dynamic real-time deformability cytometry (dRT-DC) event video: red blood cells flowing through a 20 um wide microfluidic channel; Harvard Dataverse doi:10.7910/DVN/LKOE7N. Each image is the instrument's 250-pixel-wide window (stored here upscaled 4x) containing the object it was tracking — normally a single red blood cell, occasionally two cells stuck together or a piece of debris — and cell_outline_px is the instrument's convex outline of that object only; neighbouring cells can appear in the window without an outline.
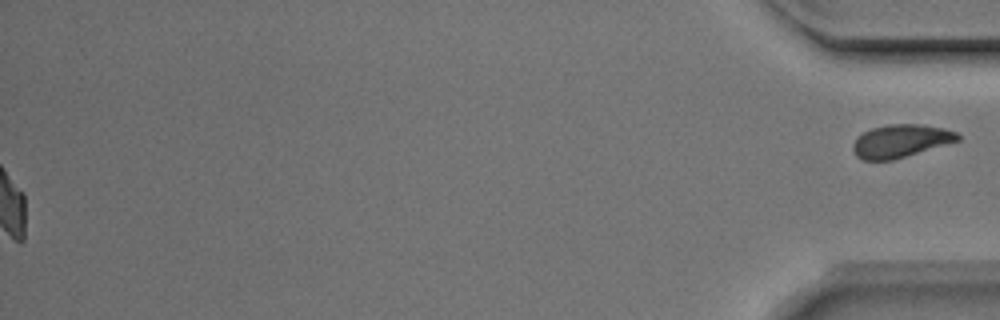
{"species": "Egyptian fruit bat (a non-hibernating species)", "species_latin": "Rousettus aegyptiacus", "temperature_condition": "room temperature", "stored_images_in_passage": 48, "segment_of_instrument_passage": [2, 2], "camera_frame_rate_fps": 3000, "um_per_image_px": 0.085, "animal": {"sex": "male"}, "frame": {"image": 1, "passage_image": 48, "time_ms": 15.667, "image_size_px": [1000, 320], "cell_outline_px": [[960, 140], [892, 160], [864, 160], [856, 156], [852, 148], [852, 144], [864, 132], [872, 128], [888, 124], [920, 124], [944, 128], [956, 132], [960, 136]], "centroid_in_image_um": [76.56, 11.98], "position_along_channel_um": 358.6, "area_um2": 19.88}}